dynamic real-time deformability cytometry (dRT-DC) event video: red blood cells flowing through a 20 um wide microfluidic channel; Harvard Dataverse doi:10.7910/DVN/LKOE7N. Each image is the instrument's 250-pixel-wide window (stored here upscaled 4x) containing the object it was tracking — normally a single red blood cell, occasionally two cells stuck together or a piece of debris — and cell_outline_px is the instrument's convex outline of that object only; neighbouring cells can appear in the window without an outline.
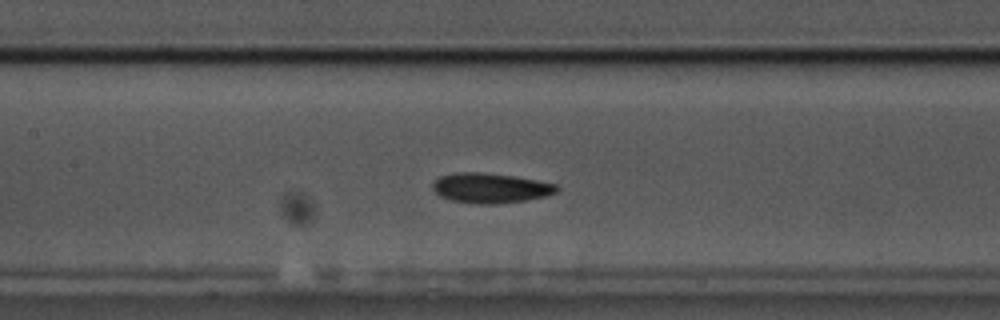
{"species": "common noctule bat (a hibernating species)", "species_latin": "Nyctalus noctula", "temperature_condition": "cold", "stored_images_in_passage": 43, "camera_frame_rate_fps": 3000, "um_per_image_px": 0.085, "animal": {"sex": "male", "body_mass_g": 17.5, "forearm_length_mm": 52.3}, "frame": {"image": 1, "passage_image": 12, "time_ms": 3.667, "image_size_px": [1000, 320], "cell_outline_px": [[560, 188], [556, 192], [548, 196], [500, 204], [480, 204], [452, 200], [440, 196], [432, 188], [432, 184], [440, 176], [456, 172], [480, 172], [516, 176], [556, 184]], "centroid_in_image_um": [41.71, 15.98], "position_along_channel_um": 165.7, "area_um2": 21.68}}
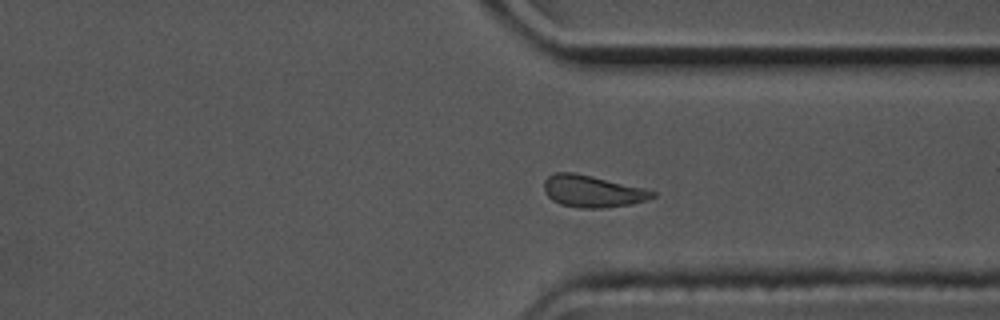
{"frame": {"image": 2, "passage_image": 29, "time_ms": 9.333, "image_size_px": [1000, 320], "cell_outline_px": [[656, 196], [648, 200], [632, 204], [604, 208], [580, 208], [560, 204], [552, 200], [544, 192], [544, 180], [552, 172], [572, 172], [592, 176], [644, 188], [656, 192]], "centroid_in_image_um": [50.35, 16.26], "position_along_channel_um": 361.1, "area_um2": 20.29}}
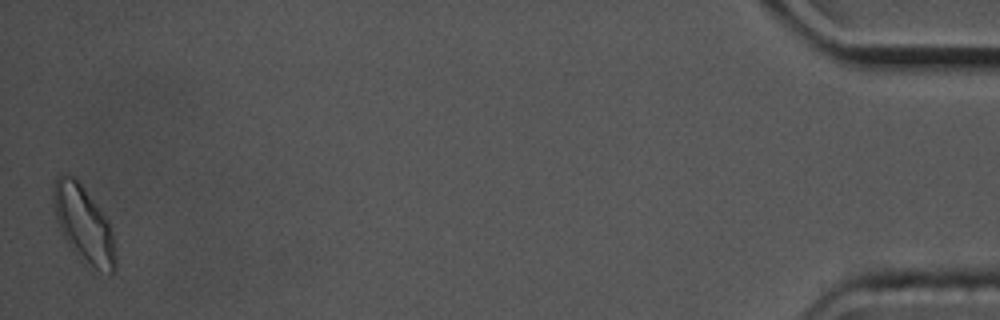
{"frame": {"image": 3, "passage_image": 43, "time_ms": 14.0, "image_size_px": [1000, 320], "cell_outline_px": [[116, 268], [112, 276], [96, 268], [72, 248], [68, 244], [56, 220], [52, 204], [52, 188], [56, 176], [64, 172], [72, 176], [84, 188], [100, 208], [108, 220], [112, 228], [116, 252]], "centroid_in_image_um": [7.12, 19.0], "position_along_channel_um": 428.1, "area_um2": 27.57}, "authors_computed_cell_mechanics": {"area_um2": 20.9236, "velocity_mm_per_s": 3.443, "shape_relaxation_time_tau1_ms": 2.1505, "shape_relaxation_time_tau2_ms": 5.9, "deformation_change_tau1": 0.0907, "deformation_change_tau2": 0.116}}